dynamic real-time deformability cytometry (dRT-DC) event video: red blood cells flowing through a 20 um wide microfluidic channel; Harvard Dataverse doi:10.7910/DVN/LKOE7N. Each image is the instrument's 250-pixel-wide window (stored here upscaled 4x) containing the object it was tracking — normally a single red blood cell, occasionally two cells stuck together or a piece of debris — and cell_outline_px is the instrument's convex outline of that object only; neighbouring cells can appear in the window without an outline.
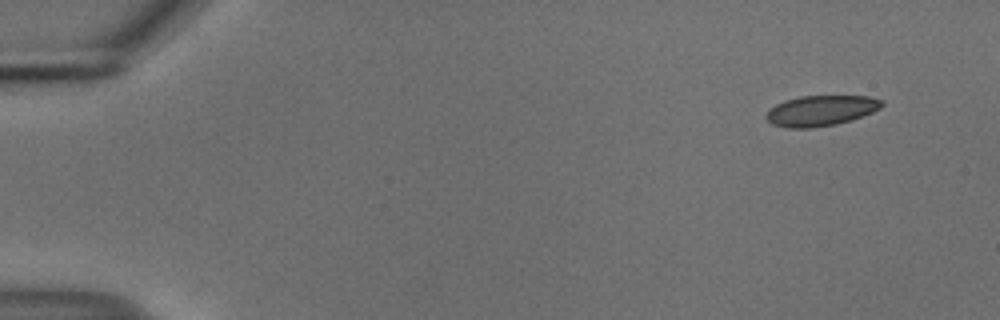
{"species": "common noctule bat (a hibernating species)", "species_latin": "Nyctalus noctula", "temperature_condition": "cold", "stored_images_in_passage": 51, "camera_frame_rate_fps": 3000, "um_per_image_px": 0.085, "animal": {"sex": "male", "body_mass_g": 18.8}, "frame": {"image": 1, "passage_image": 1, "time_ms": 0.0, "image_size_px": [1000, 320], "cell_outline_px": [[884, 104], [880, 108], [872, 112], [852, 120], [836, 124], [812, 128], [788, 128], [772, 124], [764, 116], [776, 104], [784, 100], [800, 96], [868, 96], [884, 100]], "centroid_in_image_um": [69.79, 9.4], "position_along_channel_um": 15.2, "area_um2": 20.58}}
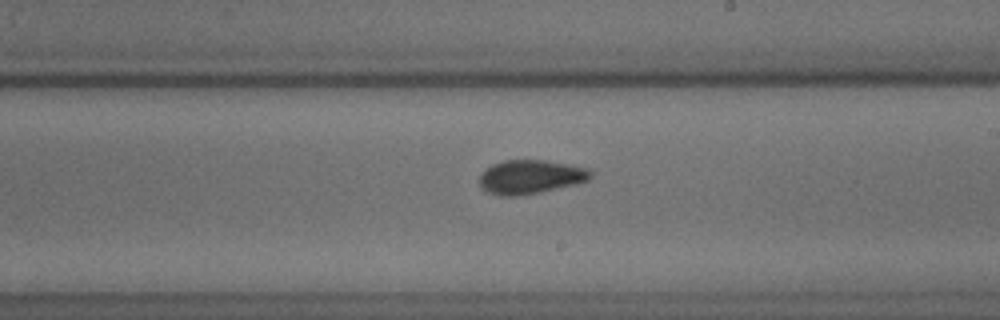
{"frame": {"image": 2, "passage_image": 29, "time_ms": 9.333, "image_size_px": [1000, 320], "cell_outline_px": [[592, 176], [588, 180], [576, 184], [540, 192], [516, 196], [500, 196], [488, 192], [480, 188], [480, 176], [492, 164], [504, 160], [544, 160], [568, 164], [588, 168], [592, 172]], "centroid_in_image_um": [45.1, 15.04], "position_along_channel_um": 243.9, "area_um2": 21.91}}
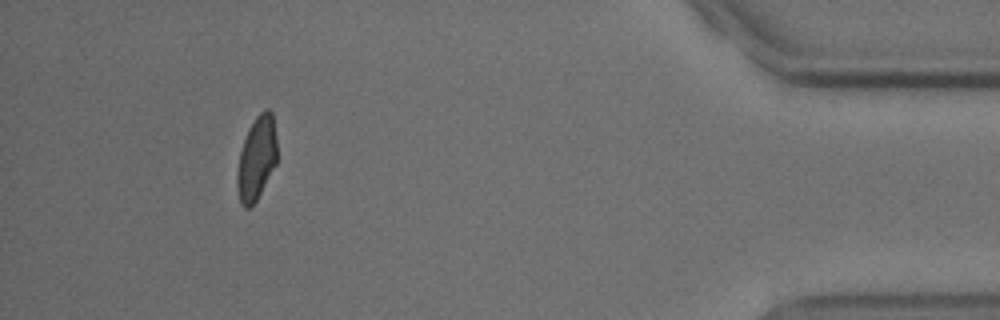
{"frame": {"image": 3, "passage_image": 47, "time_ms": 15.333, "image_size_px": [1000, 320], "cell_outline_px": [[276, 164], [256, 200], [248, 208], [244, 208], [240, 200], [236, 184], [236, 176], [240, 152], [248, 128], [256, 116], [264, 108], [268, 108], [272, 112], [276, 136]], "centroid_in_image_um": [21.81, 13.42], "position_along_channel_um": 413.4, "area_um2": 19.31}, "authors_computed_cell_mechanics": {"area_um2": 20.8658, "velocity_mm_per_s": 3.7281, "shape_relaxation_time_tau1_ms": null, "shape_relaxation_time_tau2_ms": 1.6965, "deformation_change_tau1": null, "deformation_change_tau2": 0.0658}}